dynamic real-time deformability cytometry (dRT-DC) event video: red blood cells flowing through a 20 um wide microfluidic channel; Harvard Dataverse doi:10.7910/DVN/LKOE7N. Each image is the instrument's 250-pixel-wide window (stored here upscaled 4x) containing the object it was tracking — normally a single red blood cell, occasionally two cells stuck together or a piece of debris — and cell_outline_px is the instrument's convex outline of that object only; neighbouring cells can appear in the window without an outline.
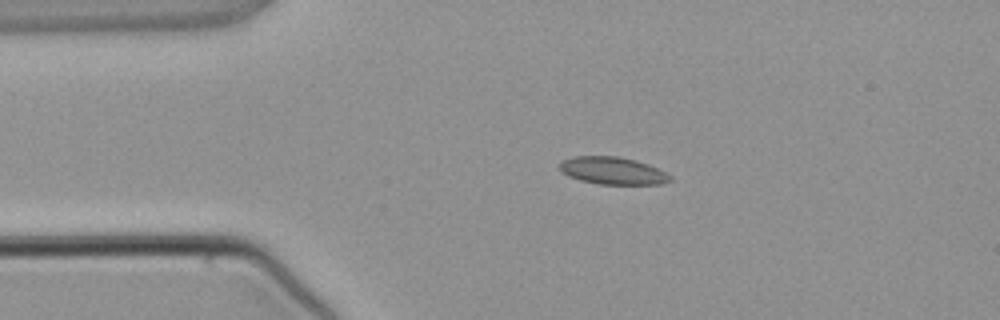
{"species": "common noctule bat (a hibernating species)", "species_latin": "Nyctalus noctula", "temperature_condition": "warm", "stored_images_in_passage": 3, "camera_frame_rate_fps": 3000, "um_per_image_px": 0.085, "animal": {"sex": "male", "body_mass_g": 21.5, "forearm_length_mm": 52.0}, "frame": {"image": 1, "passage_image": 2, "time_ms": 1.333, "image_size_px": [1000, 320], "cell_outline_px": [[672, 180], [660, 184], [600, 184], [580, 180], [568, 176], [560, 172], [560, 164], [564, 160], [572, 156], [616, 156], [636, 160], [648, 164], [672, 176]], "centroid_in_image_um": [52.06, 14.51], "position_along_channel_um": 32.9, "area_um2": 17.57}}